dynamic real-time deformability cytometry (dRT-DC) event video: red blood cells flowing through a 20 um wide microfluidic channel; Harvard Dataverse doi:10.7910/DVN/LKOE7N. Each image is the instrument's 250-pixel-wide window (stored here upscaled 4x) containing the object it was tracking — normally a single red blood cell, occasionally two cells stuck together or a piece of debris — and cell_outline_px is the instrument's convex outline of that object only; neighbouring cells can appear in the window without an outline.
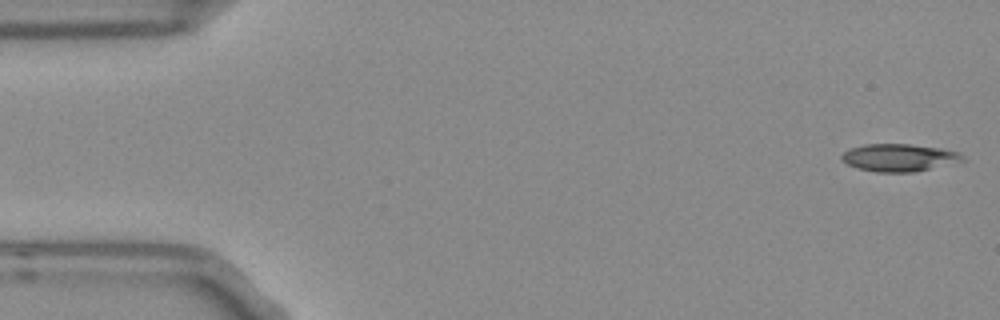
{"species": "Egyptian fruit bat (a non-hibernating species)", "species_latin": "Rousettus aegyptiacus", "temperature_condition": "room temperature", "stored_images_in_passage": 53, "camera_frame_rate_fps": 3000, "um_per_image_px": 0.085, "frame": {"image": 1, "passage_image": 1, "time_ms": 0.0, "image_size_px": [1000, 320], "cell_outline_px": [[968, 160], [912, 172], [876, 172], [856, 168], [840, 160], [840, 156], [848, 148], [864, 144], [908, 144], [940, 148], [960, 152]], "centroid_in_image_um": [76.41, 13.39], "position_along_channel_um": 8.6, "area_um2": 19.54}}
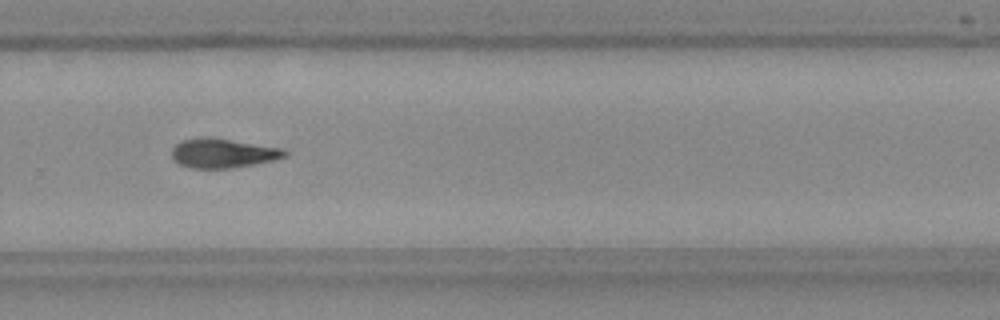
{"frame": {"image": 2, "passage_image": 35, "time_ms": 11.333, "image_size_px": [1000, 320], "cell_outline_px": [[288, 152], [284, 156], [272, 160], [232, 168], [192, 168], [180, 164], [172, 156], [172, 148], [176, 144], [184, 140], [228, 140], [284, 148]], "centroid_in_image_um": [18.98, 13.06], "position_along_channel_um": 310.8, "area_um2": 18.21}}
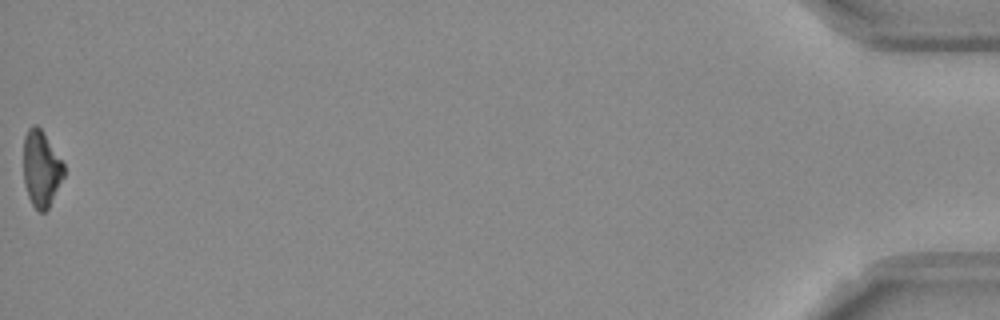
{"frame": {"image": 3, "passage_image": 53, "time_ms": 17.333, "image_size_px": [1000, 320], "cell_outline_px": [[64, 176], [48, 208], [44, 212], [40, 212], [32, 204], [28, 196], [24, 184], [24, 136], [28, 128], [32, 124], [36, 124], [40, 128], [64, 164]], "centroid_in_image_um": [3.49, 14.33], "position_along_channel_um": 431.7, "area_um2": 17.69}, "authors_computed_cell_mechanics": {"area_um2": 19.4208, "velocity_mm_per_s": 3.7703, "shape_relaxation_time_tau1_ms": 5.9009, "shape_relaxation_time_tau2_ms": null, "deformation_change_tau1": 0.168, "deformation_change_tau2": null}}